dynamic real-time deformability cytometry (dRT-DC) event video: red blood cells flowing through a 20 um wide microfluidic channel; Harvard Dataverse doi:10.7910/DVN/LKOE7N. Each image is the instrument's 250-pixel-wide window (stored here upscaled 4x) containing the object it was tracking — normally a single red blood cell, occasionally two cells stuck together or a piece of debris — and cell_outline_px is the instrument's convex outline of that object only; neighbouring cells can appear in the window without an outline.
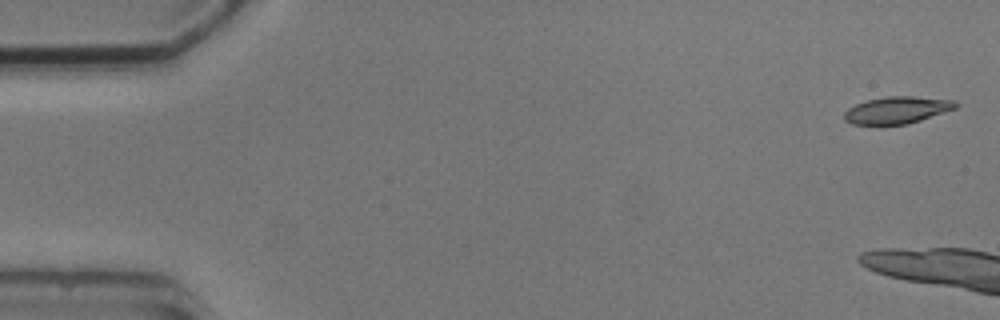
{"species": "common noctule bat (a hibernating species)", "species_latin": "Nyctalus noctula", "temperature_condition": "cold", "stored_images_in_passage": 5, "camera_frame_rate_fps": 3000, "um_per_image_px": 0.085, "animal": {"sex": "male", "body_mass_g": 20.5, "forearm_length_mm": 52.5}, "frame": {"image": 1, "passage_image": 1, "time_ms": 0.0, "image_size_px": [1000, 320], "cell_outline_px": [[960, 104], [956, 108], [908, 124], [852, 124], [844, 120], [844, 112], [848, 108], [856, 104], [868, 100], [888, 96], [912, 96], [956, 100]], "centroid_in_image_um": [76.27, 9.35], "position_along_channel_um": 8.7, "area_um2": 17.46}}